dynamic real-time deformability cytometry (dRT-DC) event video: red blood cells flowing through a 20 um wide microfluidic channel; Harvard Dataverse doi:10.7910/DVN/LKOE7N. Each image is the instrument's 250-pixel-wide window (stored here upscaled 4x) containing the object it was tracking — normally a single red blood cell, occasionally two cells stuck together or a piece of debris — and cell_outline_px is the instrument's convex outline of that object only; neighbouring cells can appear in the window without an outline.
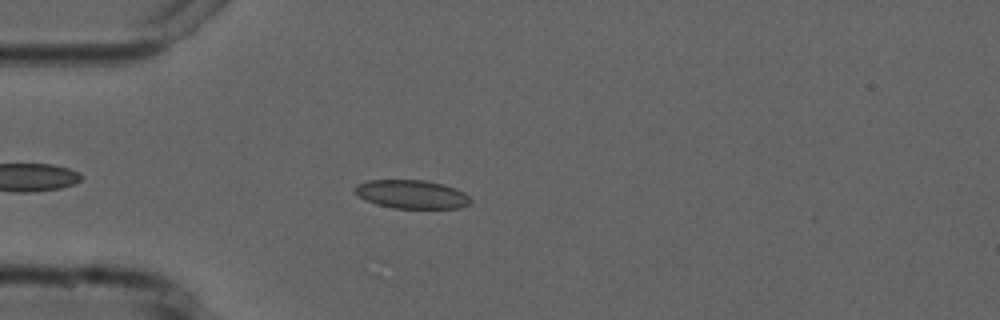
{"species": "common noctule bat (a hibernating species)", "species_latin": "Nyctalus noctula", "temperature_condition": "cold", "stored_images_in_passage": 4, "camera_frame_rate_fps": 3000, "um_per_image_px": 0.085, "animal": {"sex": "male", "forearm_length_mm": 52.5}, "frame": {"image": 1, "passage_image": 4, "time_ms": 7.333, "image_size_px": [1000, 320], "cell_outline_px": [[472, 204], [460, 208], [392, 208], [376, 204], [352, 192], [352, 188], [356, 184], [368, 180], [424, 180], [444, 184], [456, 188], [464, 192], [472, 200]], "centroid_in_image_um": [35.0, 16.51], "position_along_channel_um": 50.0, "area_um2": 19.48}}